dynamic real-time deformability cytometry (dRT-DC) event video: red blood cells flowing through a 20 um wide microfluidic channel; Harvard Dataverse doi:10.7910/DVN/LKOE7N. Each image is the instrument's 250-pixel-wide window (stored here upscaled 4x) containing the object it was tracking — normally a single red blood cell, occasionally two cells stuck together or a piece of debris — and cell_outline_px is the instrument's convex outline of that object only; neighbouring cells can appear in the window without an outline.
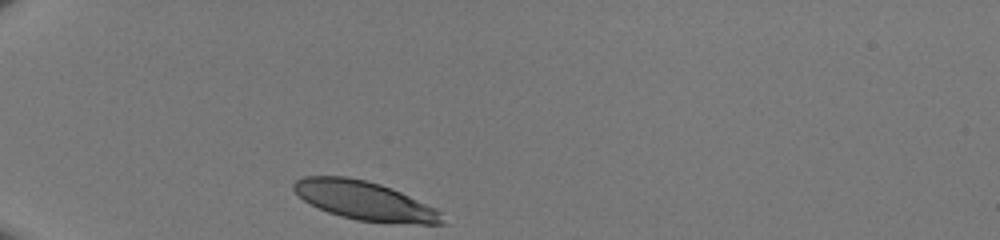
{"species": "human", "species_latin": "Homo sapiens", "temperature_condition": "room temperature", "stored_images_in_passage": 28, "camera_frame_rate_fps": 3000, "um_per_image_px": 0.085, "donor": {"sex": "male"}, "frame": {"image": 1, "passage_image": 1, "time_ms": 0.0, "image_size_px": [1000, 240], "cell_outline_px": [[448, 224], [420, 224], [356, 220], [340, 216], [328, 212], [304, 200], [292, 188], [292, 184], [296, 180], [304, 176], [348, 176], [368, 180], [380, 184], [400, 192], [436, 208], [440, 212]], "centroid_in_image_um": [31.01, 17.05], "position_along_channel_um": 54.0, "area_um2": 33.41}}
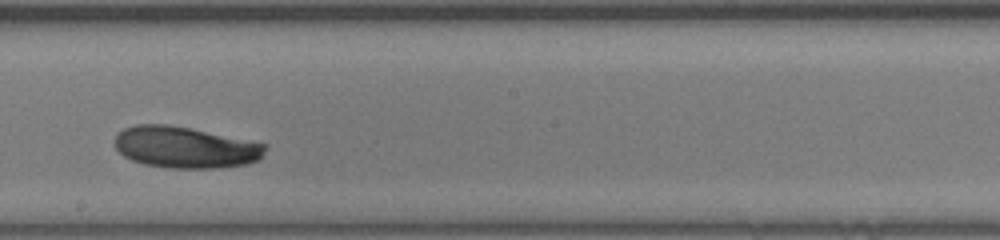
{"frame": {"image": 2, "passage_image": 16, "time_ms": 5.0, "image_size_px": [1000, 240], "cell_outline_px": [[268, 148], [260, 160], [248, 164], [216, 168], [168, 168], [144, 164], [132, 160], [124, 156], [116, 148], [116, 132], [124, 128], [136, 124], [168, 124], [268, 144]], "centroid_in_image_um": [15.76, 12.53], "position_along_channel_um": 232.4, "area_um2": 36.41}}
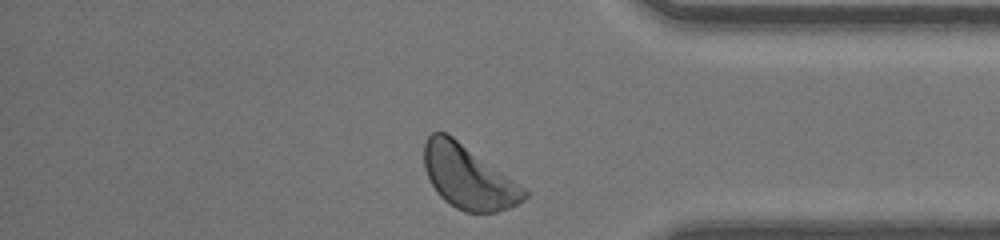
{"frame": {"image": 3, "passage_image": 28, "time_ms": 9.0, "image_size_px": [1000, 240], "cell_outline_px": [[528, 196], [524, 200], [508, 208], [496, 212], [464, 212], [456, 208], [444, 200], [436, 192], [424, 168], [424, 144], [428, 136], [432, 132], [448, 132], [524, 188], [528, 192]], "centroid_in_image_um": [39.77, 15.04], "position_along_channel_um": 395.4, "area_um2": 36.76}}